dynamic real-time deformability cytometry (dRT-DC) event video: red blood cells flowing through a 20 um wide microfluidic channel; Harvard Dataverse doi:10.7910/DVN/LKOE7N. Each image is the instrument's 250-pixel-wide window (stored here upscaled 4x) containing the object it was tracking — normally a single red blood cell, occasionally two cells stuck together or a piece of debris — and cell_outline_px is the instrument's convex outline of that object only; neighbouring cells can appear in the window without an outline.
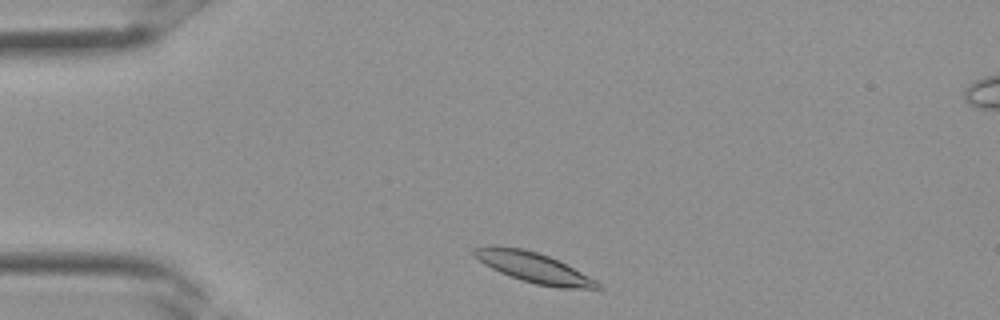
{"species": "Egyptian fruit bat (a non-hibernating species)", "species_latin": "Rousettus aegyptiacus", "temperature_condition": "room temperature", "stored_images_in_passage": 23, "camera_frame_rate_fps": 3000, "um_per_image_px": 0.085, "frame": {"image": 1, "passage_image": 1, "time_ms": 0.0, "image_size_px": [1000, 320], "cell_outline_px": [[604, 288], [560, 288], [536, 284], [520, 280], [500, 272], [484, 264], [472, 252], [472, 248], [492, 244], [496, 244], [524, 248], [548, 256], [596, 280]], "centroid_in_image_um": [45.29, 22.71], "position_along_channel_um": 39.7, "area_um2": 21.56}}
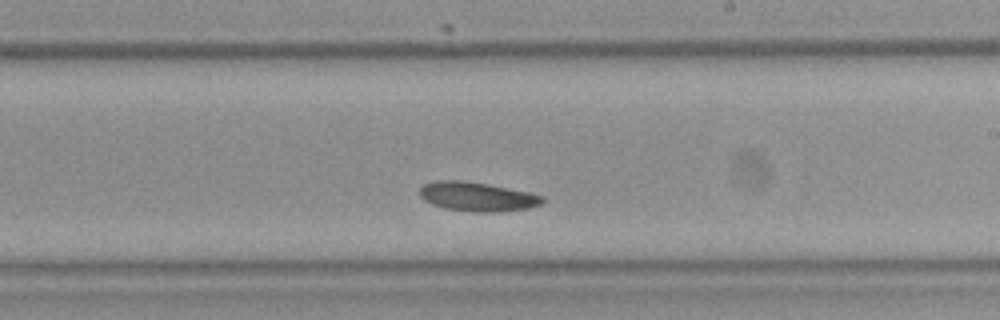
{"frame": {"image": 2, "passage_image": 14, "time_ms": 4.333, "image_size_px": [1000, 320], "cell_outline_px": [[544, 200], [540, 204], [528, 208], [500, 212], [472, 212], [444, 208], [432, 204], [424, 200], [420, 196], [420, 188], [424, 184], [436, 180], [460, 180], [488, 184], [532, 192], [544, 196]], "centroid_in_image_um": [40.58, 16.71], "position_along_channel_um": 248.4, "area_um2": 21.04}}
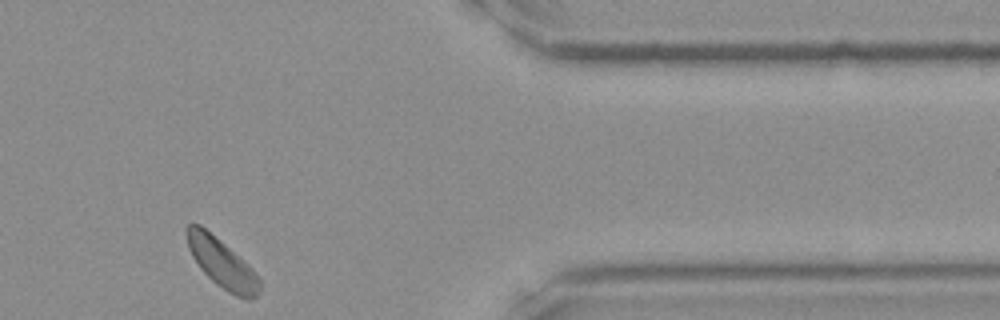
{"frame": {"image": 3, "passage_image": 23, "time_ms": 7.333, "image_size_px": [1000, 320], "cell_outline_px": [[260, 292], [256, 296], [248, 300], [236, 296], [228, 292], [216, 284], [200, 268], [192, 256], [188, 248], [184, 232], [188, 224], [200, 224], [248, 264], [252, 268], [260, 280]], "centroid_in_image_um": [18.84, 22.38], "position_along_channel_um": 392.6, "area_um2": 20.63}}